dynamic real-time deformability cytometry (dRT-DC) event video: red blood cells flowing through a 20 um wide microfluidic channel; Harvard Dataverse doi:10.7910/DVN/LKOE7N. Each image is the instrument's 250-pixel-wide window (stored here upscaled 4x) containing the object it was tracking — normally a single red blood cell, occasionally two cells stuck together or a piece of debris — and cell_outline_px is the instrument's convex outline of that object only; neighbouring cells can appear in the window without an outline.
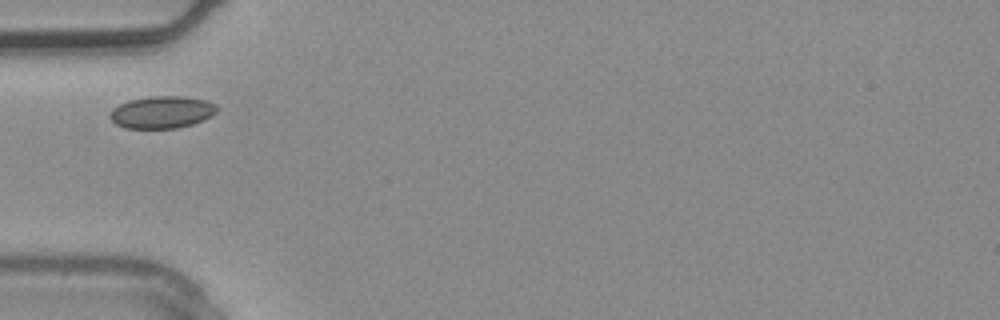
{"species": "common noctule bat (a hibernating species)", "species_latin": "Nyctalus noctula", "temperature_condition": "warm", "stored_images_in_passage": 1, "camera_frame_rate_fps": 3000, "um_per_image_px": 0.085, "animal": {"sex": "male", "body_mass_g": 20.4}, "frame": {"image": 1, "passage_image": 1, "time_ms": 0.0, "image_size_px": [1000, 320], "cell_outline_px": [[220, 108], [212, 116], [204, 120], [192, 124], [176, 128], [124, 128], [116, 124], [108, 116], [112, 108], [128, 100], [152, 96], [184, 96], [204, 100], [216, 104]], "centroid_in_image_um": [13.77, 9.53], "position_along_channel_um": 71.2, "area_um2": 20.23}}